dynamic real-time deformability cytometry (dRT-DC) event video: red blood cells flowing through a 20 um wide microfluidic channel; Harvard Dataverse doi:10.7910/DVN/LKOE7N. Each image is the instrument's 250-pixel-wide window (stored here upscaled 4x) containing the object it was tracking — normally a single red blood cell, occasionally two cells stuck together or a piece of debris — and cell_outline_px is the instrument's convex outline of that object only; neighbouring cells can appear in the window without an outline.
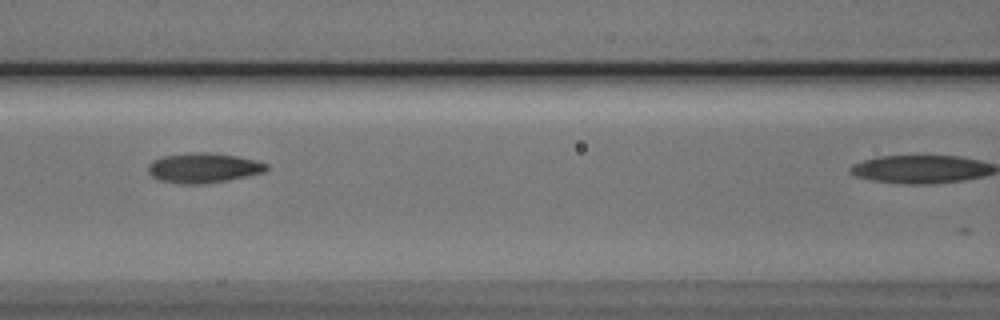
{"species": "Egyptian fruit bat (a non-hibernating species)", "species_latin": "Rousettus aegyptiacus", "temperature_condition": "cold", "stored_images_in_passage": 5, "camera_frame_rate_fps": 3000, "um_per_image_px": 0.085, "animal": {"sex": "male"}, "frame": {"image": 1, "passage_image": 4, "time_ms": 3.333, "image_size_px": [1000, 320], "cell_outline_px": [[268, 168], [264, 172], [228, 180], [204, 184], [180, 184], [156, 180], [148, 172], [148, 164], [152, 160], [164, 156], [192, 152], [204, 152], [236, 156], [268, 164]], "centroid_in_image_um": [17.23, 14.28], "position_along_channel_um": 149.4, "area_um2": 20.58}}